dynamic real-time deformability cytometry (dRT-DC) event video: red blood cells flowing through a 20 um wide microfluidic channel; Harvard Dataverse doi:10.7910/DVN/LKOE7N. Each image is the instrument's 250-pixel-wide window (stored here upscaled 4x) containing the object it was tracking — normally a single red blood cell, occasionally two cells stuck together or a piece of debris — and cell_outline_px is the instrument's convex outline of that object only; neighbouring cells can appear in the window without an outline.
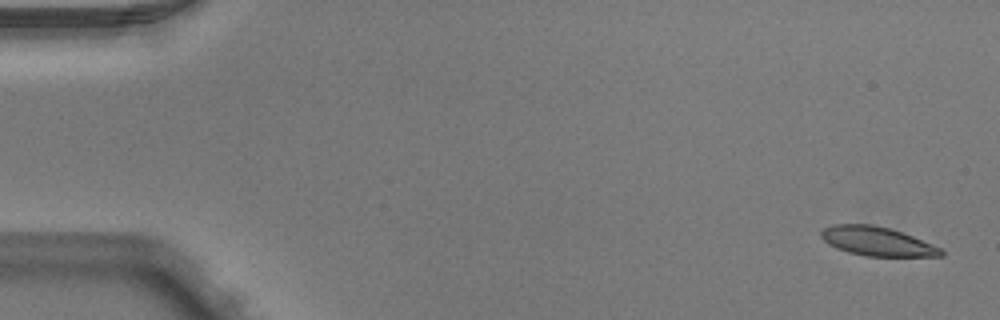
{"species": "Egyptian fruit bat (a non-hibernating species)", "species_latin": "Rousettus aegyptiacus", "temperature_condition": "warm", "stored_images_in_passage": 5, "camera_frame_rate_fps": 3000, "um_per_image_px": 0.085, "animal": {"sex": "male"}, "frame": {"image": 1, "passage_image": 1, "time_ms": 0.0, "image_size_px": [1000, 320], "cell_outline_px": [[944, 256], [864, 256], [848, 252], [836, 248], [828, 244], [820, 236], [820, 232], [824, 228], [832, 224], [872, 224], [888, 228], [912, 236], [932, 244], [940, 248], [944, 252]], "centroid_in_image_um": [74.51, 20.51], "position_along_channel_um": 10.5, "area_um2": 20.17}}
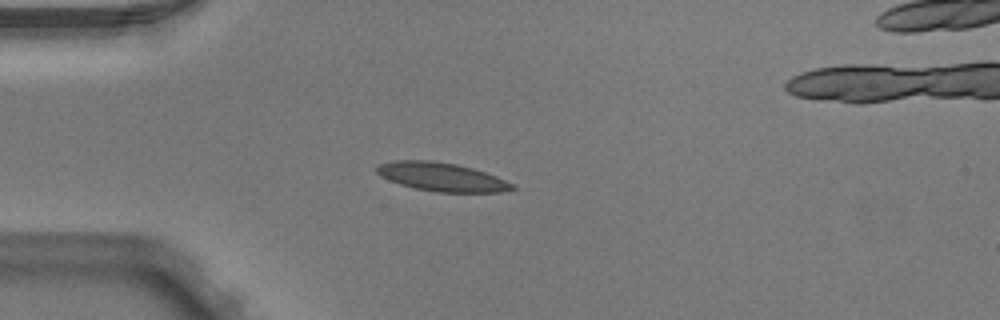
{"frame": {"image": 2, "passage_image": 4, "time_ms": 1.0, "image_size_px": [1000, 320], "cell_outline_px": [[516, 188], [500, 192], [436, 192], [416, 188], [400, 184], [380, 176], [376, 172], [376, 168], [380, 164], [396, 160], [432, 160], [456, 164], [472, 168], [496, 176], [516, 184]], "centroid_in_image_um": [37.56, 15.03], "position_along_channel_um": 47.4, "area_um2": 22.48}}